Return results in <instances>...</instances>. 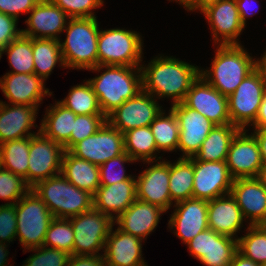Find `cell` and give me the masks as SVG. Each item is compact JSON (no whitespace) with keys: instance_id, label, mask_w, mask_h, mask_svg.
I'll list each match as a JSON object with an SVG mask.
<instances>
[{"instance_id":"27","label":"cell","mask_w":266,"mask_h":266,"mask_svg":"<svg viewBox=\"0 0 266 266\" xmlns=\"http://www.w3.org/2000/svg\"><path fill=\"white\" fill-rule=\"evenodd\" d=\"M136 199V180L100 185L93 194V208L115 219Z\"/></svg>"},{"instance_id":"16","label":"cell","mask_w":266,"mask_h":266,"mask_svg":"<svg viewBox=\"0 0 266 266\" xmlns=\"http://www.w3.org/2000/svg\"><path fill=\"white\" fill-rule=\"evenodd\" d=\"M192 256L206 266H230L237 252V239L207 228L187 243Z\"/></svg>"},{"instance_id":"37","label":"cell","mask_w":266,"mask_h":266,"mask_svg":"<svg viewBox=\"0 0 266 266\" xmlns=\"http://www.w3.org/2000/svg\"><path fill=\"white\" fill-rule=\"evenodd\" d=\"M59 102L76 115H104L88 80L72 87L67 97Z\"/></svg>"},{"instance_id":"21","label":"cell","mask_w":266,"mask_h":266,"mask_svg":"<svg viewBox=\"0 0 266 266\" xmlns=\"http://www.w3.org/2000/svg\"><path fill=\"white\" fill-rule=\"evenodd\" d=\"M44 84V80L34 73L8 72L0 79V89L10 104L34 107H39L45 95H52Z\"/></svg>"},{"instance_id":"39","label":"cell","mask_w":266,"mask_h":266,"mask_svg":"<svg viewBox=\"0 0 266 266\" xmlns=\"http://www.w3.org/2000/svg\"><path fill=\"white\" fill-rule=\"evenodd\" d=\"M4 52L8 53L9 64L14 69L9 73H34L32 38L21 34L3 48Z\"/></svg>"},{"instance_id":"31","label":"cell","mask_w":266,"mask_h":266,"mask_svg":"<svg viewBox=\"0 0 266 266\" xmlns=\"http://www.w3.org/2000/svg\"><path fill=\"white\" fill-rule=\"evenodd\" d=\"M240 129L233 124L215 125L198 153V161H226L232 139Z\"/></svg>"},{"instance_id":"44","label":"cell","mask_w":266,"mask_h":266,"mask_svg":"<svg viewBox=\"0 0 266 266\" xmlns=\"http://www.w3.org/2000/svg\"><path fill=\"white\" fill-rule=\"evenodd\" d=\"M29 250L37 253L25 260L22 266H67L71 256L67 251L46 246H40Z\"/></svg>"},{"instance_id":"50","label":"cell","mask_w":266,"mask_h":266,"mask_svg":"<svg viewBox=\"0 0 266 266\" xmlns=\"http://www.w3.org/2000/svg\"><path fill=\"white\" fill-rule=\"evenodd\" d=\"M217 1L219 0H188L184 4V7L190 11L200 10L201 12H203L208 7L214 5Z\"/></svg>"},{"instance_id":"35","label":"cell","mask_w":266,"mask_h":266,"mask_svg":"<svg viewBox=\"0 0 266 266\" xmlns=\"http://www.w3.org/2000/svg\"><path fill=\"white\" fill-rule=\"evenodd\" d=\"M30 137L0 144V166L21 176L28 185Z\"/></svg>"},{"instance_id":"32","label":"cell","mask_w":266,"mask_h":266,"mask_svg":"<svg viewBox=\"0 0 266 266\" xmlns=\"http://www.w3.org/2000/svg\"><path fill=\"white\" fill-rule=\"evenodd\" d=\"M194 178V157L169 161L170 198L175 203L192 198Z\"/></svg>"},{"instance_id":"13","label":"cell","mask_w":266,"mask_h":266,"mask_svg":"<svg viewBox=\"0 0 266 266\" xmlns=\"http://www.w3.org/2000/svg\"><path fill=\"white\" fill-rule=\"evenodd\" d=\"M161 108L150 93L142 90L111 112L107 121L124 133L130 129L150 126L162 111Z\"/></svg>"},{"instance_id":"23","label":"cell","mask_w":266,"mask_h":266,"mask_svg":"<svg viewBox=\"0 0 266 266\" xmlns=\"http://www.w3.org/2000/svg\"><path fill=\"white\" fill-rule=\"evenodd\" d=\"M137 199L170 209L169 161H158L146 168L136 179Z\"/></svg>"},{"instance_id":"10","label":"cell","mask_w":266,"mask_h":266,"mask_svg":"<svg viewBox=\"0 0 266 266\" xmlns=\"http://www.w3.org/2000/svg\"><path fill=\"white\" fill-rule=\"evenodd\" d=\"M64 147L40 130L30 137L28 160V186L34 187L38 182L56 176L61 172Z\"/></svg>"},{"instance_id":"15","label":"cell","mask_w":266,"mask_h":266,"mask_svg":"<svg viewBox=\"0 0 266 266\" xmlns=\"http://www.w3.org/2000/svg\"><path fill=\"white\" fill-rule=\"evenodd\" d=\"M183 103L215 125L231 124L227 96L217 91L201 75L192 83Z\"/></svg>"},{"instance_id":"56","label":"cell","mask_w":266,"mask_h":266,"mask_svg":"<svg viewBox=\"0 0 266 266\" xmlns=\"http://www.w3.org/2000/svg\"><path fill=\"white\" fill-rule=\"evenodd\" d=\"M7 245L3 242H0V266H6L7 264V258L8 257V251L6 250Z\"/></svg>"},{"instance_id":"12","label":"cell","mask_w":266,"mask_h":266,"mask_svg":"<svg viewBox=\"0 0 266 266\" xmlns=\"http://www.w3.org/2000/svg\"><path fill=\"white\" fill-rule=\"evenodd\" d=\"M233 180L226 161H198L194 157L192 198L210 201L230 194Z\"/></svg>"},{"instance_id":"57","label":"cell","mask_w":266,"mask_h":266,"mask_svg":"<svg viewBox=\"0 0 266 266\" xmlns=\"http://www.w3.org/2000/svg\"><path fill=\"white\" fill-rule=\"evenodd\" d=\"M257 179L266 188V164H263V166L261 167Z\"/></svg>"},{"instance_id":"28","label":"cell","mask_w":266,"mask_h":266,"mask_svg":"<svg viewBox=\"0 0 266 266\" xmlns=\"http://www.w3.org/2000/svg\"><path fill=\"white\" fill-rule=\"evenodd\" d=\"M244 217L231 194L208 201V226L218 234L237 239Z\"/></svg>"},{"instance_id":"3","label":"cell","mask_w":266,"mask_h":266,"mask_svg":"<svg viewBox=\"0 0 266 266\" xmlns=\"http://www.w3.org/2000/svg\"><path fill=\"white\" fill-rule=\"evenodd\" d=\"M255 69L256 60L240 44H219L210 70H200V75L228 97Z\"/></svg>"},{"instance_id":"47","label":"cell","mask_w":266,"mask_h":266,"mask_svg":"<svg viewBox=\"0 0 266 266\" xmlns=\"http://www.w3.org/2000/svg\"><path fill=\"white\" fill-rule=\"evenodd\" d=\"M17 21L12 16L0 13V46L2 48H5L22 34V30L16 29Z\"/></svg>"},{"instance_id":"45","label":"cell","mask_w":266,"mask_h":266,"mask_svg":"<svg viewBox=\"0 0 266 266\" xmlns=\"http://www.w3.org/2000/svg\"><path fill=\"white\" fill-rule=\"evenodd\" d=\"M60 7L69 18L96 17L94 10L103 5V0H51Z\"/></svg>"},{"instance_id":"52","label":"cell","mask_w":266,"mask_h":266,"mask_svg":"<svg viewBox=\"0 0 266 266\" xmlns=\"http://www.w3.org/2000/svg\"><path fill=\"white\" fill-rule=\"evenodd\" d=\"M252 134L255 136V139L259 145L262 162L263 164H266V128L255 129L254 133Z\"/></svg>"},{"instance_id":"6","label":"cell","mask_w":266,"mask_h":266,"mask_svg":"<svg viewBox=\"0 0 266 266\" xmlns=\"http://www.w3.org/2000/svg\"><path fill=\"white\" fill-rule=\"evenodd\" d=\"M142 43L136 31L120 28L100 30L97 42L98 65L140 67Z\"/></svg>"},{"instance_id":"9","label":"cell","mask_w":266,"mask_h":266,"mask_svg":"<svg viewBox=\"0 0 266 266\" xmlns=\"http://www.w3.org/2000/svg\"><path fill=\"white\" fill-rule=\"evenodd\" d=\"M265 92L266 81L262 78L260 72L255 69L227 97L231 124L239 129H246L249 125L252 126Z\"/></svg>"},{"instance_id":"29","label":"cell","mask_w":266,"mask_h":266,"mask_svg":"<svg viewBox=\"0 0 266 266\" xmlns=\"http://www.w3.org/2000/svg\"><path fill=\"white\" fill-rule=\"evenodd\" d=\"M60 173L71 184L91 194H94L100 186L99 166L75 157L69 151L64 152Z\"/></svg>"},{"instance_id":"55","label":"cell","mask_w":266,"mask_h":266,"mask_svg":"<svg viewBox=\"0 0 266 266\" xmlns=\"http://www.w3.org/2000/svg\"><path fill=\"white\" fill-rule=\"evenodd\" d=\"M256 69L260 72L262 78L266 81V52L260 60H256Z\"/></svg>"},{"instance_id":"17","label":"cell","mask_w":266,"mask_h":266,"mask_svg":"<svg viewBox=\"0 0 266 266\" xmlns=\"http://www.w3.org/2000/svg\"><path fill=\"white\" fill-rule=\"evenodd\" d=\"M226 163L233 179L257 178L263 162L255 136L240 129L232 139Z\"/></svg>"},{"instance_id":"58","label":"cell","mask_w":266,"mask_h":266,"mask_svg":"<svg viewBox=\"0 0 266 266\" xmlns=\"http://www.w3.org/2000/svg\"><path fill=\"white\" fill-rule=\"evenodd\" d=\"M170 1H171V0H170ZM173 1H174V0H173ZM175 1H177V2L179 1V4L181 3V4L184 5L188 0H175Z\"/></svg>"},{"instance_id":"20","label":"cell","mask_w":266,"mask_h":266,"mask_svg":"<svg viewBox=\"0 0 266 266\" xmlns=\"http://www.w3.org/2000/svg\"><path fill=\"white\" fill-rule=\"evenodd\" d=\"M230 194L249 225H266V188L257 178L234 179Z\"/></svg>"},{"instance_id":"36","label":"cell","mask_w":266,"mask_h":266,"mask_svg":"<svg viewBox=\"0 0 266 266\" xmlns=\"http://www.w3.org/2000/svg\"><path fill=\"white\" fill-rule=\"evenodd\" d=\"M163 110L150 124L158 153L177 150L179 142V124L174 112L170 109L168 115Z\"/></svg>"},{"instance_id":"33","label":"cell","mask_w":266,"mask_h":266,"mask_svg":"<svg viewBox=\"0 0 266 266\" xmlns=\"http://www.w3.org/2000/svg\"><path fill=\"white\" fill-rule=\"evenodd\" d=\"M34 74L46 80L58 62L65 67L60 41L47 38H32Z\"/></svg>"},{"instance_id":"7","label":"cell","mask_w":266,"mask_h":266,"mask_svg":"<svg viewBox=\"0 0 266 266\" xmlns=\"http://www.w3.org/2000/svg\"><path fill=\"white\" fill-rule=\"evenodd\" d=\"M15 205L20 244L27 250L43 246L54 218L46 204L30 189Z\"/></svg>"},{"instance_id":"8","label":"cell","mask_w":266,"mask_h":266,"mask_svg":"<svg viewBox=\"0 0 266 266\" xmlns=\"http://www.w3.org/2000/svg\"><path fill=\"white\" fill-rule=\"evenodd\" d=\"M69 220L74 231L73 255H100L98 251L105 248L114 219L92 208Z\"/></svg>"},{"instance_id":"40","label":"cell","mask_w":266,"mask_h":266,"mask_svg":"<svg viewBox=\"0 0 266 266\" xmlns=\"http://www.w3.org/2000/svg\"><path fill=\"white\" fill-rule=\"evenodd\" d=\"M67 251L73 255L74 231L69 218L54 217L46 232L43 246Z\"/></svg>"},{"instance_id":"1","label":"cell","mask_w":266,"mask_h":266,"mask_svg":"<svg viewBox=\"0 0 266 266\" xmlns=\"http://www.w3.org/2000/svg\"><path fill=\"white\" fill-rule=\"evenodd\" d=\"M142 90L157 98L170 97L172 105L184 101L192 83L199 77L198 66L175 57H156L146 67L140 66Z\"/></svg>"},{"instance_id":"51","label":"cell","mask_w":266,"mask_h":266,"mask_svg":"<svg viewBox=\"0 0 266 266\" xmlns=\"http://www.w3.org/2000/svg\"><path fill=\"white\" fill-rule=\"evenodd\" d=\"M254 129H265L266 128V92L264 93L261 105L254 124Z\"/></svg>"},{"instance_id":"53","label":"cell","mask_w":266,"mask_h":266,"mask_svg":"<svg viewBox=\"0 0 266 266\" xmlns=\"http://www.w3.org/2000/svg\"><path fill=\"white\" fill-rule=\"evenodd\" d=\"M235 1H236L237 9L239 11L241 22L245 26L247 16L253 15V13L250 12L251 13L250 14L248 11V8L250 7V1L252 3L253 1H256V0H235Z\"/></svg>"},{"instance_id":"48","label":"cell","mask_w":266,"mask_h":266,"mask_svg":"<svg viewBox=\"0 0 266 266\" xmlns=\"http://www.w3.org/2000/svg\"><path fill=\"white\" fill-rule=\"evenodd\" d=\"M40 0H0V13L18 20L20 13H29Z\"/></svg>"},{"instance_id":"18","label":"cell","mask_w":266,"mask_h":266,"mask_svg":"<svg viewBox=\"0 0 266 266\" xmlns=\"http://www.w3.org/2000/svg\"><path fill=\"white\" fill-rule=\"evenodd\" d=\"M175 204L176 209L170 217L168 227L176 228L174 234L187 244L197 234L209 228L208 201L189 198Z\"/></svg>"},{"instance_id":"49","label":"cell","mask_w":266,"mask_h":266,"mask_svg":"<svg viewBox=\"0 0 266 266\" xmlns=\"http://www.w3.org/2000/svg\"><path fill=\"white\" fill-rule=\"evenodd\" d=\"M67 266H106L103 255H71Z\"/></svg>"},{"instance_id":"11","label":"cell","mask_w":266,"mask_h":266,"mask_svg":"<svg viewBox=\"0 0 266 266\" xmlns=\"http://www.w3.org/2000/svg\"><path fill=\"white\" fill-rule=\"evenodd\" d=\"M69 152L100 166L125 152L124 134L106 121L97 132L76 143Z\"/></svg>"},{"instance_id":"24","label":"cell","mask_w":266,"mask_h":266,"mask_svg":"<svg viewBox=\"0 0 266 266\" xmlns=\"http://www.w3.org/2000/svg\"><path fill=\"white\" fill-rule=\"evenodd\" d=\"M142 239L115 229L105 242L103 258L106 266H148L142 257Z\"/></svg>"},{"instance_id":"34","label":"cell","mask_w":266,"mask_h":266,"mask_svg":"<svg viewBox=\"0 0 266 266\" xmlns=\"http://www.w3.org/2000/svg\"><path fill=\"white\" fill-rule=\"evenodd\" d=\"M124 134V150L134 160L146 163L157 162V146L149 126L130 129Z\"/></svg>"},{"instance_id":"5","label":"cell","mask_w":266,"mask_h":266,"mask_svg":"<svg viewBox=\"0 0 266 266\" xmlns=\"http://www.w3.org/2000/svg\"><path fill=\"white\" fill-rule=\"evenodd\" d=\"M31 189L56 218H70L93 208V194L77 188L61 173L38 182Z\"/></svg>"},{"instance_id":"25","label":"cell","mask_w":266,"mask_h":266,"mask_svg":"<svg viewBox=\"0 0 266 266\" xmlns=\"http://www.w3.org/2000/svg\"><path fill=\"white\" fill-rule=\"evenodd\" d=\"M166 212L155 204L136 199L122 214L114 219L118 229L144 241L157 227L161 213Z\"/></svg>"},{"instance_id":"14","label":"cell","mask_w":266,"mask_h":266,"mask_svg":"<svg viewBox=\"0 0 266 266\" xmlns=\"http://www.w3.org/2000/svg\"><path fill=\"white\" fill-rule=\"evenodd\" d=\"M170 109L174 112L179 124L177 149L183 152L181 158H192L198 153L215 124L183 102L172 105Z\"/></svg>"},{"instance_id":"43","label":"cell","mask_w":266,"mask_h":266,"mask_svg":"<svg viewBox=\"0 0 266 266\" xmlns=\"http://www.w3.org/2000/svg\"><path fill=\"white\" fill-rule=\"evenodd\" d=\"M134 162V160L126 153L114 157L104 164L99 166L100 170V185H111L117 182L126 181V180H136L132 175H126V170H124V163ZM116 164H119L118 168ZM117 169L114 170V169Z\"/></svg>"},{"instance_id":"46","label":"cell","mask_w":266,"mask_h":266,"mask_svg":"<svg viewBox=\"0 0 266 266\" xmlns=\"http://www.w3.org/2000/svg\"><path fill=\"white\" fill-rule=\"evenodd\" d=\"M17 234L16 205L0 206V242H12ZM7 241V242H5Z\"/></svg>"},{"instance_id":"59","label":"cell","mask_w":266,"mask_h":266,"mask_svg":"<svg viewBox=\"0 0 266 266\" xmlns=\"http://www.w3.org/2000/svg\"><path fill=\"white\" fill-rule=\"evenodd\" d=\"M2 54H3V48L0 46V59H1Z\"/></svg>"},{"instance_id":"26","label":"cell","mask_w":266,"mask_h":266,"mask_svg":"<svg viewBox=\"0 0 266 266\" xmlns=\"http://www.w3.org/2000/svg\"><path fill=\"white\" fill-rule=\"evenodd\" d=\"M37 111L38 107L20 104L10 107L0 101V144L37 134L29 131L35 127Z\"/></svg>"},{"instance_id":"22","label":"cell","mask_w":266,"mask_h":266,"mask_svg":"<svg viewBox=\"0 0 266 266\" xmlns=\"http://www.w3.org/2000/svg\"><path fill=\"white\" fill-rule=\"evenodd\" d=\"M30 16L25 21L28 28L22 29V35L29 38L56 39L58 33L66 28L69 16L51 0H40L29 12Z\"/></svg>"},{"instance_id":"38","label":"cell","mask_w":266,"mask_h":266,"mask_svg":"<svg viewBox=\"0 0 266 266\" xmlns=\"http://www.w3.org/2000/svg\"><path fill=\"white\" fill-rule=\"evenodd\" d=\"M247 234L237 238V251L261 266H266V225H249Z\"/></svg>"},{"instance_id":"2","label":"cell","mask_w":266,"mask_h":266,"mask_svg":"<svg viewBox=\"0 0 266 266\" xmlns=\"http://www.w3.org/2000/svg\"><path fill=\"white\" fill-rule=\"evenodd\" d=\"M103 68L107 70L88 81L98 97L103 114L107 117L123 102L142 91V73L140 67L117 65H98L89 70L100 72Z\"/></svg>"},{"instance_id":"19","label":"cell","mask_w":266,"mask_h":266,"mask_svg":"<svg viewBox=\"0 0 266 266\" xmlns=\"http://www.w3.org/2000/svg\"><path fill=\"white\" fill-rule=\"evenodd\" d=\"M202 13L211 25L215 43L240 44L237 37L245 26L241 22L235 0H219Z\"/></svg>"},{"instance_id":"54","label":"cell","mask_w":266,"mask_h":266,"mask_svg":"<svg viewBox=\"0 0 266 266\" xmlns=\"http://www.w3.org/2000/svg\"><path fill=\"white\" fill-rule=\"evenodd\" d=\"M230 266H261L258 263H255L251 259L244 257L238 251L234 254Z\"/></svg>"},{"instance_id":"30","label":"cell","mask_w":266,"mask_h":266,"mask_svg":"<svg viewBox=\"0 0 266 266\" xmlns=\"http://www.w3.org/2000/svg\"><path fill=\"white\" fill-rule=\"evenodd\" d=\"M46 111L39 128L40 132L64 146L70 139L77 115L58 101Z\"/></svg>"},{"instance_id":"42","label":"cell","mask_w":266,"mask_h":266,"mask_svg":"<svg viewBox=\"0 0 266 266\" xmlns=\"http://www.w3.org/2000/svg\"><path fill=\"white\" fill-rule=\"evenodd\" d=\"M30 189L21 176L0 166V198L12 200L5 205H15Z\"/></svg>"},{"instance_id":"4","label":"cell","mask_w":266,"mask_h":266,"mask_svg":"<svg viewBox=\"0 0 266 266\" xmlns=\"http://www.w3.org/2000/svg\"><path fill=\"white\" fill-rule=\"evenodd\" d=\"M66 39L60 48L66 68L89 70L98 66L99 28L96 17L69 18Z\"/></svg>"},{"instance_id":"41","label":"cell","mask_w":266,"mask_h":266,"mask_svg":"<svg viewBox=\"0 0 266 266\" xmlns=\"http://www.w3.org/2000/svg\"><path fill=\"white\" fill-rule=\"evenodd\" d=\"M106 121L105 115H77L70 139L63 146L64 150L69 151L76 143L93 135Z\"/></svg>"}]
</instances>
